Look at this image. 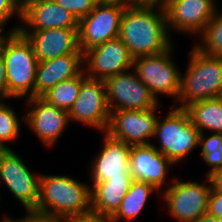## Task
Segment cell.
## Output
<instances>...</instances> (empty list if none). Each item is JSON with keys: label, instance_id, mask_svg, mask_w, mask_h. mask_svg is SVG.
<instances>
[{"label": "cell", "instance_id": "cb8c5ba5", "mask_svg": "<svg viewBox=\"0 0 222 222\" xmlns=\"http://www.w3.org/2000/svg\"><path fill=\"white\" fill-rule=\"evenodd\" d=\"M84 70L76 77L66 79L53 86L42 98L51 106L70 111L79 95L81 82L86 78Z\"/></svg>", "mask_w": 222, "mask_h": 222}, {"label": "cell", "instance_id": "44dd1931", "mask_svg": "<svg viewBox=\"0 0 222 222\" xmlns=\"http://www.w3.org/2000/svg\"><path fill=\"white\" fill-rule=\"evenodd\" d=\"M128 172L121 177L108 178L95 182L91 186V210L103 215L112 216L120 206L133 182Z\"/></svg>", "mask_w": 222, "mask_h": 222}, {"label": "cell", "instance_id": "e0dca14e", "mask_svg": "<svg viewBox=\"0 0 222 222\" xmlns=\"http://www.w3.org/2000/svg\"><path fill=\"white\" fill-rule=\"evenodd\" d=\"M173 165L175 164L152 144L131 145L129 173L134 181L145 182L160 191L167 179L168 169Z\"/></svg>", "mask_w": 222, "mask_h": 222}, {"label": "cell", "instance_id": "74e56055", "mask_svg": "<svg viewBox=\"0 0 222 222\" xmlns=\"http://www.w3.org/2000/svg\"><path fill=\"white\" fill-rule=\"evenodd\" d=\"M29 222H57V219H43L29 215Z\"/></svg>", "mask_w": 222, "mask_h": 222}, {"label": "cell", "instance_id": "d4e9b609", "mask_svg": "<svg viewBox=\"0 0 222 222\" xmlns=\"http://www.w3.org/2000/svg\"><path fill=\"white\" fill-rule=\"evenodd\" d=\"M199 36L202 43L195 45L198 50L211 56L222 57V13L218 11Z\"/></svg>", "mask_w": 222, "mask_h": 222}, {"label": "cell", "instance_id": "4316f807", "mask_svg": "<svg viewBox=\"0 0 222 222\" xmlns=\"http://www.w3.org/2000/svg\"><path fill=\"white\" fill-rule=\"evenodd\" d=\"M0 100V146L11 149L5 143L15 141L21 130V122L16 112L7 103Z\"/></svg>", "mask_w": 222, "mask_h": 222}, {"label": "cell", "instance_id": "b9f144b4", "mask_svg": "<svg viewBox=\"0 0 222 222\" xmlns=\"http://www.w3.org/2000/svg\"><path fill=\"white\" fill-rule=\"evenodd\" d=\"M4 148L0 146V155L3 152Z\"/></svg>", "mask_w": 222, "mask_h": 222}, {"label": "cell", "instance_id": "ba28073f", "mask_svg": "<svg viewBox=\"0 0 222 222\" xmlns=\"http://www.w3.org/2000/svg\"><path fill=\"white\" fill-rule=\"evenodd\" d=\"M41 173L35 175L14 150L4 149L0 155V181L21 203L27 215L37 206Z\"/></svg>", "mask_w": 222, "mask_h": 222}, {"label": "cell", "instance_id": "7c38bea8", "mask_svg": "<svg viewBox=\"0 0 222 222\" xmlns=\"http://www.w3.org/2000/svg\"><path fill=\"white\" fill-rule=\"evenodd\" d=\"M83 64L87 77L105 81L132 69L133 57L128 47L117 37L85 51Z\"/></svg>", "mask_w": 222, "mask_h": 222}, {"label": "cell", "instance_id": "277c9868", "mask_svg": "<svg viewBox=\"0 0 222 222\" xmlns=\"http://www.w3.org/2000/svg\"><path fill=\"white\" fill-rule=\"evenodd\" d=\"M222 97V57L192 47L185 74L181 73L179 108L204 99Z\"/></svg>", "mask_w": 222, "mask_h": 222}, {"label": "cell", "instance_id": "f1b7e54d", "mask_svg": "<svg viewBox=\"0 0 222 222\" xmlns=\"http://www.w3.org/2000/svg\"><path fill=\"white\" fill-rule=\"evenodd\" d=\"M17 15L21 20V7L14 0H0V27H4L10 19Z\"/></svg>", "mask_w": 222, "mask_h": 222}, {"label": "cell", "instance_id": "ab89813d", "mask_svg": "<svg viewBox=\"0 0 222 222\" xmlns=\"http://www.w3.org/2000/svg\"><path fill=\"white\" fill-rule=\"evenodd\" d=\"M14 1L22 8L27 0H14Z\"/></svg>", "mask_w": 222, "mask_h": 222}, {"label": "cell", "instance_id": "e575fe53", "mask_svg": "<svg viewBox=\"0 0 222 222\" xmlns=\"http://www.w3.org/2000/svg\"><path fill=\"white\" fill-rule=\"evenodd\" d=\"M96 4H116L122 6L133 5L132 0H95Z\"/></svg>", "mask_w": 222, "mask_h": 222}, {"label": "cell", "instance_id": "1f68e13d", "mask_svg": "<svg viewBox=\"0 0 222 222\" xmlns=\"http://www.w3.org/2000/svg\"><path fill=\"white\" fill-rule=\"evenodd\" d=\"M7 99V79L5 61L0 52V100Z\"/></svg>", "mask_w": 222, "mask_h": 222}, {"label": "cell", "instance_id": "836d02e7", "mask_svg": "<svg viewBox=\"0 0 222 222\" xmlns=\"http://www.w3.org/2000/svg\"><path fill=\"white\" fill-rule=\"evenodd\" d=\"M167 0H132L134 5H158L163 7Z\"/></svg>", "mask_w": 222, "mask_h": 222}, {"label": "cell", "instance_id": "83f0119b", "mask_svg": "<svg viewBox=\"0 0 222 222\" xmlns=\"http://www.w3.org/2000/svg\"><path fill=\"white\" fill-rule=\"evenodd\" d=\"M58 5L72 13L77 20L87 16L97 5L95 0H54Z\"/></svg>", "mask_w": 222, "mask_h": 222}, {"label": "cell", "instance_id": "d6a6232c", "mask_svg": "<svg viewBox=\"0 0 222 222\" xmlns=\"http://www.w3.org/2000/svg\"><path fill=\"white\" fill-rule=\"evenodd\" d=\"M211 182V187L215 191L222 192V169L213 172L208 176Z\"/></svg>", "mask_w": 222, "mask_h": 222}, {"label": "cell", "instance_id": "3957f363", "mask_svg": "<svg viewBox=\"0 0 222 222\" xmlns=\"http://www.w3.org/2000/svg\"><path fill=\"white\" fill-rule=\"evenodd\" d=\"M11 28L3 41L0 52L5 61L8 98L35 97V78L38 59L28 39Z\"/></svg>", "mask_w": 222, "mask_h": 222}, {"label": "cell", "instance_id": "ffe728a7", "mask_svg": "<svg viewBox=\"0 0 222 222\" xmlns=\"http://www.w3.org/2000/svg\"><path fill=\"white\" fill-rule=\"evenodd\" d=\"M83 54H68L38 62L35 78V97H42L58 83L78 76L83 70Z\"/></svg>", "mask_w": 222, "mask_h": 222}, {"label": "cell", "instance_id": "9a60e30c", "mask_svg": "<svg viewBox=\"0 0 222 222\" xmlns=\"http://www.w3.org/2000/svg\"><path fill=\"white\" fill-rule=\"evenodd\" d=\"M29 111L21 118L45 146H53L68 126V111L51 106L42 97L26 99Z\"/></svg>", "mask_w": 222, "mask_h": 222}, {"label": "cell", "instance_id": "4dcf8cb0", "mask_svg": "<svg viewBox=\"0 0 222 222\" xmlns=\"http://www.w3.org/2000/svg\"><path fill=\"white\" fill-rule=\"evenodd\" d=\"M73 222H113L111 216L103 215L94 211L71 218Z\"/></svg>", "mask_w": 222, "mask_h": 222}, {"label": "cell", "instance_id": "6da1fadb", "mask_svg": "<svg viewBox=\"0 0 222 222\" xmlns=\"http://www.w3.org/2000/svg\"><path fill=\"white\" fill-rule=\"evenodd\" d=\"M164 8L158 5L126 6L119 38L134 58L155 55L172 46Z\"/></svg>", "mask_w": 222, "mask_h": 222}, {"label": "cell", "instance_id": "5b68a950", "mask_svg": "<svg viewBox=\"0 0 222 222\" xmlns=\"http://www.w3.org/2000/svg\"><path fill=\"white\" fill-rule=\"evenodd\" d=\"M199 135L187 111L176 106L162 121L158 116L154 138L160 145H152L176 165L199 146Z\"/></svg>", "mask_w": 222, "mask_h": 222}, {"label": "cell", "instance_id": "52a82bcc", "mask_svg": "<svg viewBox=\"0 0 222 222\" xmlns=\"http://www.w3.org/2000/svg\"><path fill=\"white\" fill-rule=\"evenodd\" d=\"M206 180L208 184L172 179L173 184L161 190L169 215L179 222H193L207 213L211 182L207 176Z\"/></svg>", "mask_w": 222, "mask_h": 222}, {"label": "cell", "instance_id": "ac0fdd59", "mask_svg": "<svg viewBox=\"0 0 222 222\" xmlns=\"http://www.w3.org/2000/svg\"><path fill=\"white\" fill-rule=\"evenodd\" d=\"M20 30L78 28L77 18L54 0L26 1L21 8ZM25 25V26H24Z\"/></svg>", "mask_w": 222, "mask_h": 222}, {"label": "cell", "instance_id": "8fae6325", "mask_svg": "<svg viewBox=\"0 0 222 222\" xmlns=\"http://www.w3.org/2000/svg\"><path fill=\"white\" fill-rule=\"evenodd\" d=\"M106 85L103 80L86 77L81 82L79 95L68 112L69 121L106 131L110 120Z\"/></svg>", "mask_w": 222, "mask_h": 222}, {"label": "cell", "instance_id": "9c48e42d", "mask_svg": "<svg viewBox=\"0 0 222 222\" xmlns=\"http://www.w3.org/2000/svg\"><path fill=\"white\" fill-rule=\"evenodd\" d=\"M107 104L111 111L148 110L159 105L149 88L138 78L135 71H125L105 81Z\"/></svg>", "mask_w": 222, "mask_h": 222}, {"label": "cell", "instance_id": "f35d334b", "mask_svg": "<svg viewBox=\"0 0 222 222\" xmlns=\"http://www.w3.org/2000/svg\"><path fill=\"white\" fill-rule=\"evenodd\" d=\"M3 30L4 28L0 27V50H1V47H2V44H3V41L5 40V38L8 36V32L7 34L5 35V33H3Z\"/></svg>", "mask_w": 222, "mask_h": 222}, {"label": "cell", "instance_id": "4fadbf2b", "mask_svg": "<svg viewBox=\"0 0 222 222\" xmlns=\"http://www.w3.org/2000/svg\"><path fill=\"white\" fill-rule=\"evenodd\" d=\"M216 0H167L163 6L168 31L200 35L218 12Z\"/></svg>", "mask_w": 222, "mask_h": 222}, {"label": "cell", "instance_id": "d590c367", "mask_svg": "<svg viewBox=\"0 0 222 222\" xmlns=\"http://www.w3.org/2000/svg\"><path fill=\"white\" fill-rule=\"evenodd\" d=\"M193 222H222V221H219L218 218L215 216L205 213L204 215H202L200 218H198Z\"/></svg>", "mask_w": 222, "mask_h": 222}, {"label": "cell", "instance_id": "5bb4252c", "mask_svg": "<svg viewBox=\"0 0 222 222\" xmlns=\"http://www.w3.org/2000/svg\"><path fill=\"white\" fill-rule=\"evenodd\" d=\"M157 109L159 105L148 110L111 111L106 132L129 145L152 144L150 139L155 134Z\"/></svg>", "mask_w": 222, "mask_h": 222}, {"label": "cell", "instance_id": "603a6c76", "mask_svg": "<svg viewBox=\"0 0 222 222\" xmlns=\"http://www.w3.org/2000/svg\"><path fill=\"white\" fill-rule=\"evenodd\" d=\"M158 192L152 185L133 181L117 211L111 216L113 222L132 221L144 210L152 193Z\"/></svg>", "mask_w": 222, "mask_h": 222}, {"label": "cell", "instance_id": "8d00e7d4", "mask_svg": "<svg viewBox=\"0 0 222 222\" xmlns=\"http://www.w3.org/2000/svg\"><path fill=\"white\" fill-rule=\"evenodd\" d=\"M4 222H29V215H25L24 217L22 218H18V219H15L14 218H10L9 216H7L5 214L4 216Z\"/></svg>", "mask_w": 222, "mask_h": 222}, {"label": "cell", "instance_id": "30bf717a", "mask_svg": "<svg viewBox=\"0 0 222 222\" xmlns=\"http://www.w3.org/2000/svg\"><path fill=\"white\" fill-rule=\"evenodd\" d=\"M125 8L116 4H97L87 16L79 20L78 46L82 53L119 36Z\"/></svg>", "mask_w": 222, "mask_h": 222}, {"label": "cell", "instance_id": "7a4b0ae2", "mask_svg": "<svg viewBox=\"0 0 222 222\" xmlns=\"http://www.w3.org/2000/svg\"><path fill=\"white\" fill-rule=\"evenodd\" d=\"M91 211V186L65 175H42L36 209L43 219H71Z\"/></svg>", "mask_w": 222, "mask_h": 222}, {"label": "cell", "instance_id": "d6986e66", "mask_svg": "<svg viewBox=\"0 0 222 222\" xmlns=\"http://www.w3.org/2000/svg\"><path fill=\"white\" fill-rule=\"evenodd\" d=\"M131 145L104 131L103 148L91 163V181H106L129 172Z\"/></svg>", "mask_w": 222, "mask_h": 222}, {"label": "cell", "instance_id": "f546056e", "mask_svg": "<svg viewBox=\"0 0 222 222\" xmlns=\"http://www.w3.org/2000/svg\"><path fill=\"white\" fill-rule=\"evenodd\" d=\"M207 213L217 218L222 217V192L212 187L208 197Z\"/></svg>", "mask_w": 222, "mask_h": 222}, {"label": "cell", "instance_id": "7402d4cb", "mask_svg": "<svg viewBox=\"0 0 222 222\" xmlns=\"http://www.w3.org/2000/svg\"><path fill=\"white\" fill-rule=\"evenodd\" d=\"M184 109L200 133L210 130L215 134H222V97L197 101Z\"/></svg>", "mask_w": 222, "mask_h": 222}, {"label": "cell", "instance_id": "60d3db41", "mask_svg": "<svg viewBox=\"0 0 222 222\" xmlns=\"http://www.w3.org/2000/svg\"><path fill=\"white\" fill-rule=\"evenodd\" d=\"M57 222H73L71 219H57Z\"/></svg>", "mask_w": 222, "mask_h": 222}, {"label": "cell", "instance_id": "484cf974", "mask_svg": "<svg viewBox=\"0 0 222 222\" xmlns=\"http://www.w3.org/2000/svg\"><path fill=\"white\" fill-rule=\"evenodd\" d=\"M205 133L199 135V146H201V157L206 165L210 166L208 177L213 172L222 169V134H211L205 138Z\"/></svg>", "mask_w": 222, "mask_h": 222}, {"label": "cell", "instance_id": "8992f818", "mask_svg": "<svg viewBox=\"0 0 222 222\" xmlns=\"http://www.w3.org/2000/svg\"><path fill=\"white\" fill-rule=\"evenodd\" d=\"M172 53L173 45L159 54L133 59L132 69L157 100L158 95H167L177 101L181 71L172 59Z\"/></svg>", "mask_w": 222, "mask_h": 222}, {"label": "cell", "instance_id": "2e32d148", "mask_svg": "<svg viewBox=\"0 0 222 222\" xmlns=\"http://www.w3.org/2000/svg\"><path fill=\"white\" fill-rule=\"evenodd\" d=\"M19 31L30 42L39 62L68 54H83L78 46V28Z\"/></svg>", "mask_w": 222, "mask_h": 222}]
</instances>
